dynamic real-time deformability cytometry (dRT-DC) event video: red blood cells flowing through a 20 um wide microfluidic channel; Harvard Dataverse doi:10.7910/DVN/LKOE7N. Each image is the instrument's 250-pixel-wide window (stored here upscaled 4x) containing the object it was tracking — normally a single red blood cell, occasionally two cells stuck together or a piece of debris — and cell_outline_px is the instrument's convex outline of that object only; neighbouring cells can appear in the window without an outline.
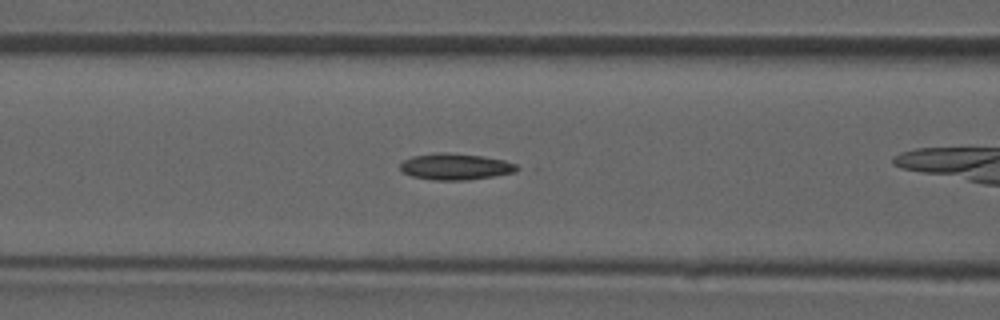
{"species": "common noctule bat (a hibernating species)", "species_latin": "Nyctalus noctula", "temperature_condition": "room temperature", "stored_images_in_passage": 34, "camera_frame_rate_fps": 3000, "um_per_image_px": 0.085, "animal": {"sex": "male", "forearm_length_mm": 52.5}, "frame": {"image": 1, "passage_image": 9, "time_ms": 2.667, "image_size_px": [1000, 320], "cell_outline_px": [[524, 168], [516, 172], [468, 180], [436, 180], [412, 176], [404, 172], [400, 168], [400, 164], [404, 160], [412, 156], [436, 152], [444, 152], [480, 156], [504, 160], [516, 164]], "centroid_in_image_um": [38.75, 14.16], "position_along_channel_um": 127.8, "area_um2": 17.92}}